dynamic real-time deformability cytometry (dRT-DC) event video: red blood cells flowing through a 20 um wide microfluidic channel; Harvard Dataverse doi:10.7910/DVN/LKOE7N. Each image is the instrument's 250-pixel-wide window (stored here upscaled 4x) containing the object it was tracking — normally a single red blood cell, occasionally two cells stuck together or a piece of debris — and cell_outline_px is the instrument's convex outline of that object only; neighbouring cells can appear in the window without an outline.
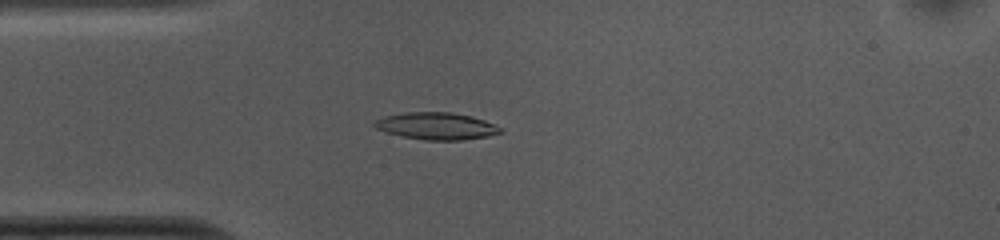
{"species": "common noctule bat (a hibernating species)", "species_latin": "Nyctalus noctula", "temperature_condition": "cold", "stored_images_in_passage": 40, "camera_frame_rate_fps": 3000, "um_per_image_px": 0.085, "animal": {"sex": "female", "body_mass_g": 10.0, "forearm_length_mm": 53.1}, "frame": {"image": 1, "passage_image": 1, "time_ms": 0.0, "image_size_px": [1000, 240], "cell_outline_px": [[504, 132], [488, 136], [464, 140], [424, 140], [384, 132], [376, 128], [372, 124], [376, 120], [384, 116], [404, 112], [452, 112], [472, 116], [484, 120], [500, 128]], "centroid_in_image_um": [37.08, 10.71], "position_along_channel_um": 47.9, "area_um2": 19.88}}
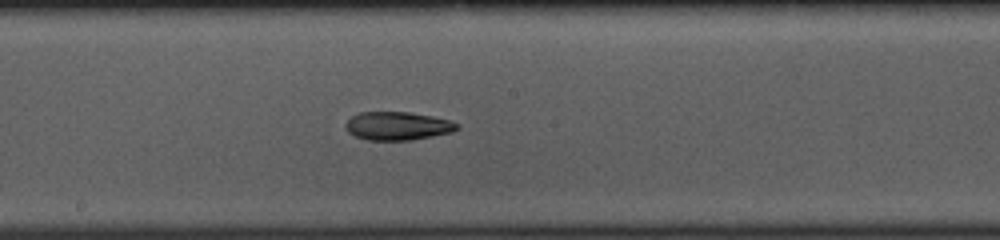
{"frame": {"image": 2, "passage_image": 15, "time_ms": 4.667, "image_size_px": [1000, 240], "cell_outline_px": [[460, 128], [452, 132], [412, 140], [368, 140], [356, 136], [348, 132], [344, 124], [352, 116], [360, 112], [408, 112], [432, 116], [448, 120], [460, 124]], "centroid_in_image_um": [33.81, 10.7], "position_along_channel_um": 214.4, "area_um2": 18.38}}
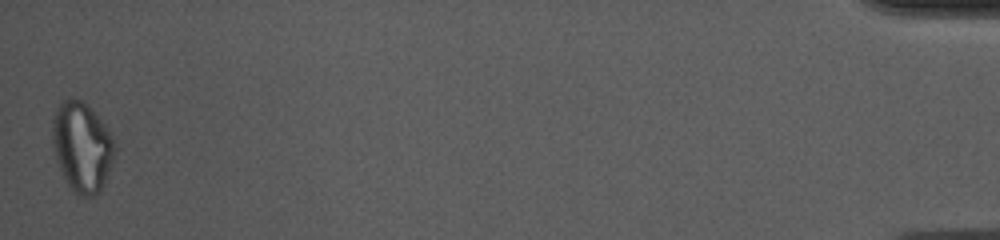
{"frame": {"image": 3, "passage_image": 40, "time_ms": 13.0, "image_size_px": [1000, 240], "cell_outline_px": [[116, 152], [112, 164], [100, 192], [92, 196], [80, 196], [64, 180], [56, 160], [52, 140], [52, 120], [56, 108], [60, 100], [68, 96], [72, 96], [80, 100], [108, 128], [116, 144]], "centroid_in_image_um": [6.96, 12.47], "position_along_channel_um": 428.2, "area_um2": 32.77}, "authors_computed_cell_mechanics": {"area_um2": 19.5364, "velocity_mm_per_s": 3.7425, "shape_relaxation_time_tau1_ms": null, "shape_relaxation_time_tau2_ms": 4.7094, "deformation_change_tau1": null, "deformation_change_tau2": 0.1313}}